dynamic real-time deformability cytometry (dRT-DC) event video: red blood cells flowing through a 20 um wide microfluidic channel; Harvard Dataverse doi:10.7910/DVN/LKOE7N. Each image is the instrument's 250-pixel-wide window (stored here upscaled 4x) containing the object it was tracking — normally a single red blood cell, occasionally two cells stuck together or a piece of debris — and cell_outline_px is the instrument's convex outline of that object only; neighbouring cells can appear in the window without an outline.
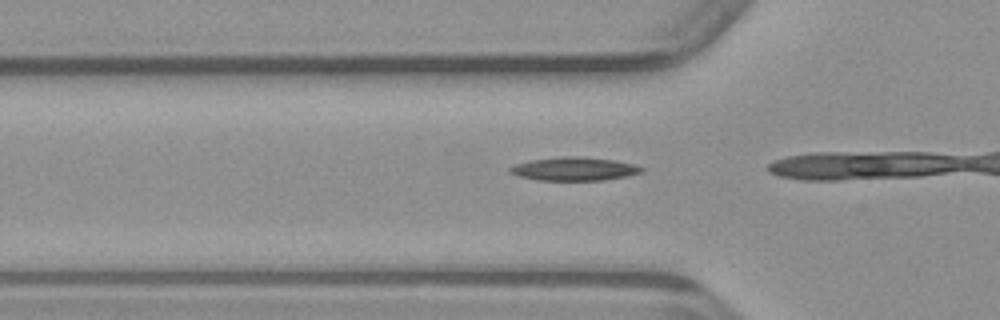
{"species": "common noctule bat (a hibernating species)", "species_latin": "Nyctalus noctula", "temperature_condition": "warm", "stored_images_in_passage": 4, "camera_frame_rate_fps": 3000, "um_per_image_px": 0.085, "animal": {"sex": "male", "body_mass_g": 23.1, "forearm_length_mm": 52.7}, "frame": {"image": 1, "passage_image": 2, "time_ms": 0.333, "image_size_px": [1000, 320], "cell_outline_px": [[644, 172], [628, 176], [604, 180], [536, 180], [520, 176], [508, 172], [508, 168], [516, 164], [532, 160], [560, 156], [584, 156], [616, 160], [632, 164], [644, 168]], "centroid_in_image_um": [48.83, 14.35], "position_along_channel_um": 77.0, "area_um2": 18.09}}